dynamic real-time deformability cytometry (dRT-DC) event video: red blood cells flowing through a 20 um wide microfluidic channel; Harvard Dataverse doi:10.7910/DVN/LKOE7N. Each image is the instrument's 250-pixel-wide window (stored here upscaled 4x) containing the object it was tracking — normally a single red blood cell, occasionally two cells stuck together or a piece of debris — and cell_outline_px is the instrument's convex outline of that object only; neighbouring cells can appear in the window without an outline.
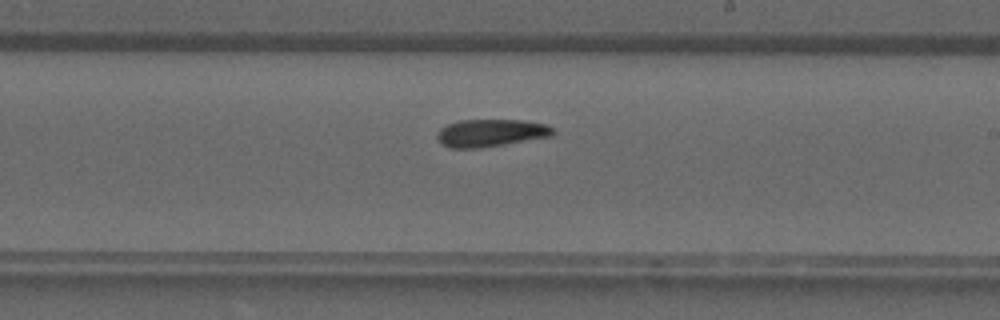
{"species": "common noctule bat (a hibernating species)", "species_latin": "Nyctalus noctula", "temperature_condition": "warm", "stored_images_in_passage": 16, "camera_frame_rate_fps": 3000, "um_per_image_px": 0.085, "animal": {"sex": "male", "forearm_length_mm": 52.5}, "frame": {"image": 1, "passage_image": 13, "time_ms": 4.0, "image_size_px": [1000, 320], "cell_outline_px": [[556, 132], [552, 136], [480, 148], [448, 148], [440, 144], [436, 136], [436, 132], [440, 128], [448, 124], [460, 120], [524, 120], [544, 124], [552, 128]], "centroid_in_image_um": [41.67, 11.3], "position_along_channel_um": 247.3, "area_um2": 18.67}}